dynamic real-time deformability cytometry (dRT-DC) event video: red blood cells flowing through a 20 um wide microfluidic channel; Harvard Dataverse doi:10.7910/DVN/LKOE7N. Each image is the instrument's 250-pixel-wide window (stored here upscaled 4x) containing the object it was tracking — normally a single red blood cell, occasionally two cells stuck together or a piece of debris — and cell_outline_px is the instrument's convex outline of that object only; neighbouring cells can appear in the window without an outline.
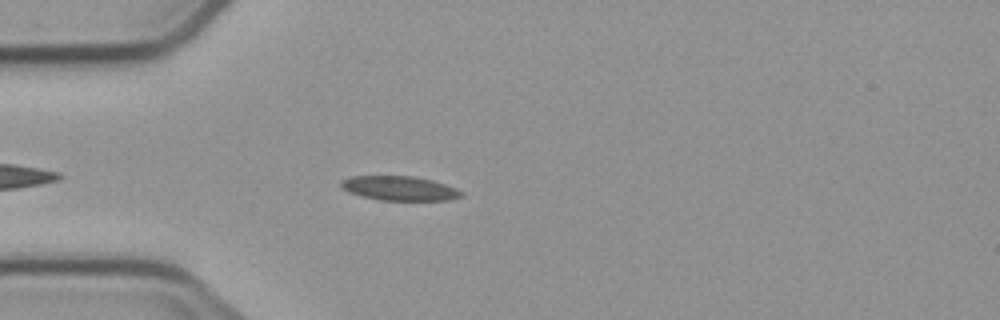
{"species": "common noctule bat (a hibernating species)", "species_latin": "Nyctalus noctula", "temperature_condition": "cold", "stored_images_in_passage": 2, "camera_frame_rate_fps": 3000, "um_per_image_px": 0.085, "animal": {"sex": "male", "body_mass_g": 23.1, "forearm_length_mm": 52.7}, "frame": {"image": 1, "passage_image": 1, "time_ms": 0.0, "image_size_px": [1000, 320], "cell_outline_px": [[464, 196], [448, 200], [380, 200], [348, 192], [340, 184], [340, 180], [352, 176], [416, 176], [432, 180], [456, 188], [464, 192]], "centroid_in_image_um": [33.99, 16.0], "position_along_channel_um": 51.0, "area_um2": 17.05}}